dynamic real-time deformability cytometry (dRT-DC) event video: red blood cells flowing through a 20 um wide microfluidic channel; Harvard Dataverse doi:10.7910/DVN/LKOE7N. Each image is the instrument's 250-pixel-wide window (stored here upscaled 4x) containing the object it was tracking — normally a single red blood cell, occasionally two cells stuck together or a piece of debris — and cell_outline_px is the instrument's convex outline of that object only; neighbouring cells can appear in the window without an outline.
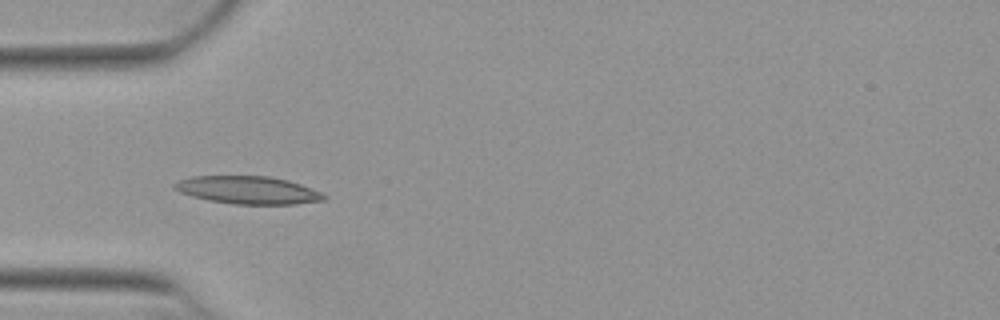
{"species": "Egyptian fruit bat (a non-hibernating species)", "species_latin": "Rousettus aegyptiacus", "temperature_condition": "warm", "stored_images_in_passage": 36, "camera_frame_rate_fps": 3000, "um_per_image_px": 0.085, "animal": {"sex": "female"}, "frame": {"image": 1, "passage_image": 1, "time_ms": 0.0, "image_size_px": [1000, 320], "cell_outline_px": [[328, 196], [324, 200], [296, 204], [232, 204], [208, 200], [192, 196], [180, 192], [172, 188], [172, 184], [180, 180], [192, 176], [268, 176], [288, 180], [300, 184], [320, 192]], "centroid_in_image_um": [21.06, 16.16], "position_along_channel_um": 63.9, "area_um2": 24.16}}
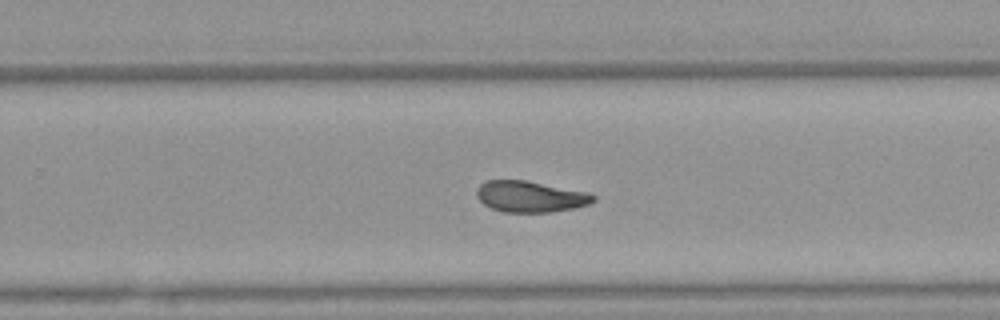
{"frame": {"image": 2, "passage_image": 18, "time_ms": 5.667, "image_size_px": [1000, 320], "cell_outline_px": [[596, 200], [588, 204], [572, 208], [552, 212], [504, 212], [492, 208], [484, 204], [476, 196], [476, 188], [484, 180], [524, 180], [584, 192], [596, 196]], "centroid_in_image_um": [45.01, 16.71], "position_along_channel_um": 284.8, "area_um2": 20.92}}
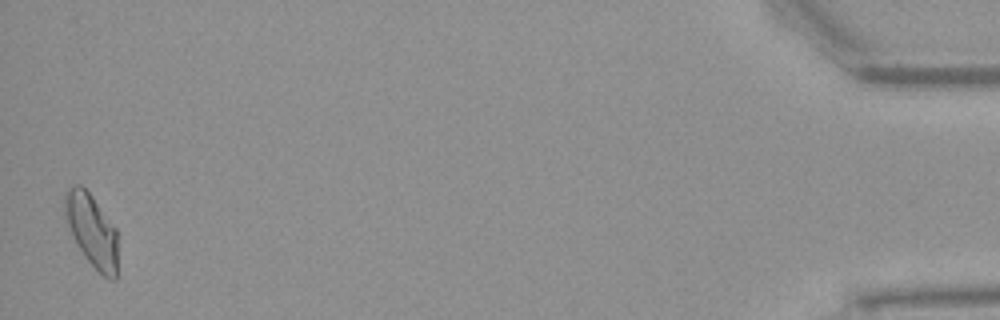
{"frame": {"image": 3, "passage_image": 36, "time_ms": 11.667, "image_size_px": [1000, 320], "cell_outline_px": [[116, 280], [108, 280], [84, 256], [72, 236], [64, 220], [64, 196], [68, 188], [76, 184], [80, 184], [92, 196], [116, 228]], "centroid_in_image_um": [7.76, 19.56], "position_along_channel_um": 427.4, "area_um2": 22.31}, "authors_computed_cell_mechanics": {"area_um2": 21.5883, "velocity_mm_per_s": 3.9217, "shape_relaxation_time_tau1_ms": 4.6948, "shape_relaxation_time_tau2_ms": 2.5562, "deformation_change_tau1": 0.1838, "deformation_change_tau2": 0.0986}}